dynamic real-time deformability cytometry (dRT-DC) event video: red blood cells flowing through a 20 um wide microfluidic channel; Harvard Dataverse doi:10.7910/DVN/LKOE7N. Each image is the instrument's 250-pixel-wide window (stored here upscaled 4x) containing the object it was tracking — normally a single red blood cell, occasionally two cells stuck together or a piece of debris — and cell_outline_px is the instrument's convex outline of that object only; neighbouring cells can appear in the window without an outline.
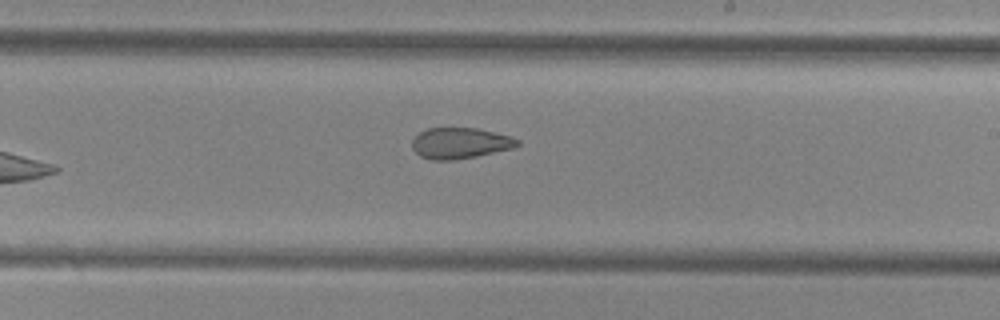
{"species": "common noctule bat (a hibernating species)", "species_latin": "Nyctalus noctula", "temperature_condition": "cold", "stored_images_in_passage": 9, "camera_frame_rate_fps": 3000, "um_per_image_px": 0.085, "animal": {"sex": "female", "body_mass_g": 29.2, "forearm_length_mm": 56.3}, "frame": {"image": 1, "passage_image": 9, "time_ms": 9.333, "image_size_px": [1000, 320], "cell_outline_px": [[520, 144], [516, 148], [476, 156], [452, 160], [432, 160], [420, 156], [412, 148], [412, 140], [420, 132], [428, 128], [476, 128], [512, 136], [520, 140]], "centroid_in_image_um": [39.15, 12.17], "position_along_channel_um": 249.9, "area_um2": 19.07}}